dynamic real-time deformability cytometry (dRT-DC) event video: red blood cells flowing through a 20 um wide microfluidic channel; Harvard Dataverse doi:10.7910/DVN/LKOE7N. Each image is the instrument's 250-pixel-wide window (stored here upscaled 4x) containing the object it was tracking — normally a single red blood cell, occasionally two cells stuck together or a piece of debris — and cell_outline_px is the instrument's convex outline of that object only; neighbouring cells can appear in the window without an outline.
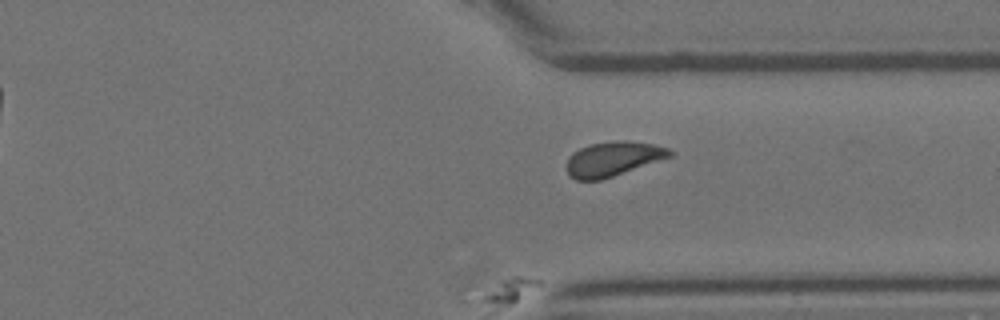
{"species": "Egyptian fruit bat (a non-hibernating species)", "species_latin": "Rousettus aegyptiacus", "temperature_condition": "room temperature", "stored_images_in_passage": 44, "segment_of_instrument_passage": [2, 2], "camera_frame_rate_fps": 3000, "um_per_image_px": 0.085, "animal": {"sex": "female"}, "frame": {"image": 1, "passage_image": 44, "time_ms": 14.333, "image_size_px": [1000, 320], "cell_outline_px": [[672, 156], [600, 180], [576, 180], [568, 176], [568, 156], [572, 152], [588, 144], [616, 140], [628, 140], [652, 144], [668, 148], [672, 152]], "centroid_in_image_um": [52.07, 13.49], "position_along_channel_um": 359.3, "area_um2": 20.63}}